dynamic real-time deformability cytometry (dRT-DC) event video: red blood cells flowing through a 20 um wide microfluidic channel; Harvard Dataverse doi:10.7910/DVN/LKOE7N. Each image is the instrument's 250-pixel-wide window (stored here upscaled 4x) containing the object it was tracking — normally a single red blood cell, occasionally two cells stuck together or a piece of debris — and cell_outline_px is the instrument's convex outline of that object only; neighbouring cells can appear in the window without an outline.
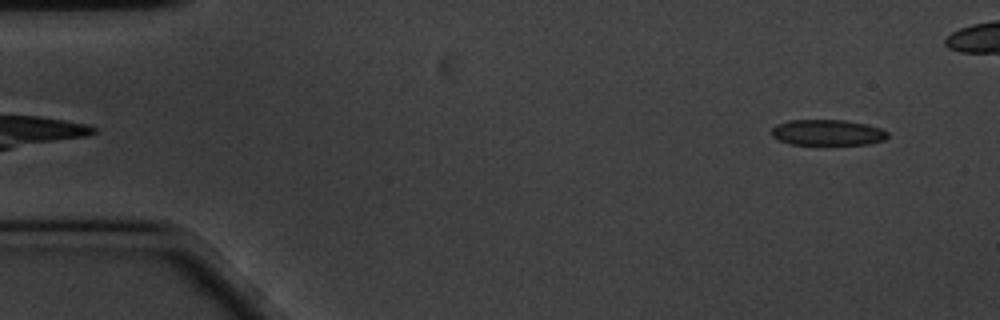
{"species": "common noctule bat (a hibernating species)", "species_latin": "Nyctalus noctula", "temperature_condition": "cold", "stored_images_in_passage": 51, "camera_frame_rate_fps": 3000, "um_per_image_px": 0.085, "animal": {"sex": "male", "body_mass_g": 20.1, "forearm_length_mm": 53.5}, "frame": {"image": 1, "passage_image": 3, "time_ms": 0.667, "image_size_px": [1000, 320], "cell_outline_px": [[888, 136], [884, 140], [868, 144], [788, 144], [772, 136], [772, 128], [776, 124], [788, 120], [844, 120], [864, 124], [880, 128], [888, 132]], "centroid_in_image_um": [70.32, 11.26], "position_along_channel_um": 14.7, "area_um2": 17.34}}
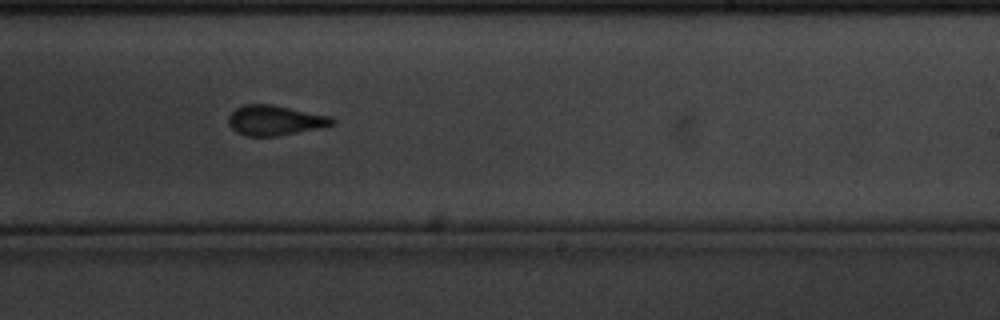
{"frame": {"image": 2, "passage_image": 34, "time_ms": 11.0, "image_size_px": [1000, 320], "cell_outline_px": [[336, 124], [276, 136], [244, 136], [236, 132], [228, 124], [228, 116], [236, 108], [244, 104], [272, 104], [332, 116], [336, 120]], "centroid_in_image_um": [23.36, 10.22], "position_along_channel_um": 265.6, "area_um2": 18.21}}
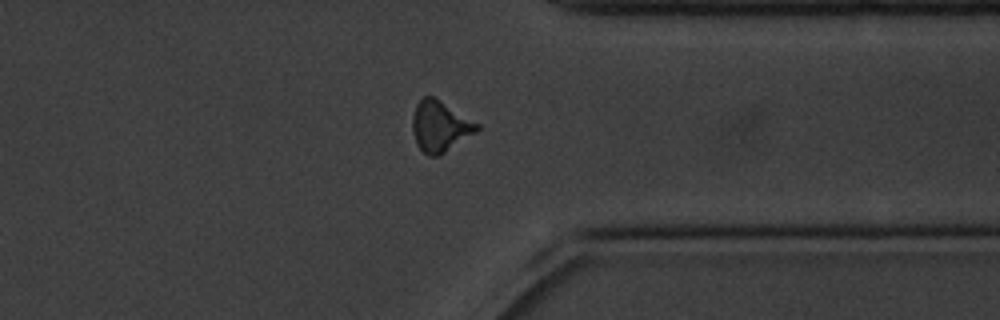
{"frame": {"image": 3, "passage_image": 44, "time_ms": 14.333, "image_size_px": [1000, 320], "cell_outline_px": [[480, 128], [476, 132], [444, 152], [436, 156], [428, 156], [416, 144], [412, 132], [412, 116], [416, 104], [424, 96], [432, 96], [440, 100], [480, 124]], "centroid_in_image_um": [37.38, 10.72], "position_along_channel_um": 374.0, "area_um2": 18.96}}